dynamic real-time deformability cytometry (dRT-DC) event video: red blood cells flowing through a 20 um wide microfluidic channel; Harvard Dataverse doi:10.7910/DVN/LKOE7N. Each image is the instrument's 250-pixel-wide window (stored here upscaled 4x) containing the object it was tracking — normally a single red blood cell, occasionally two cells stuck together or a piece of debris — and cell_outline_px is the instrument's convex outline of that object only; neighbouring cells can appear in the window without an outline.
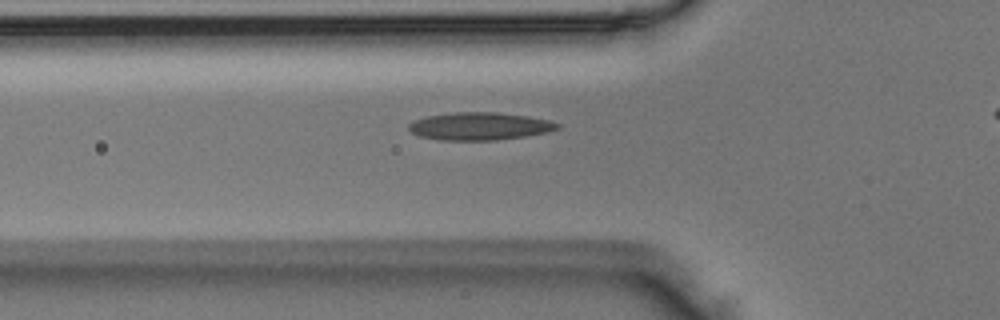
{"species": "Egyptian fruit bat (a non-hibernating species)", "species_latin": "Rousettus aegyptiacus", "temperature_condition": "room temperature", "stored_images_in_passage": 30, "camera_frame_rate_fps": 3000, "um_per_image_px": 0.085, "animal": {"sex": "male"}, "frame": {"image": 1, "passage_image": 2, "time_ms": 0.333, "image_size_px": [1000, 320], "cell_outline_px": [[560, 128], [548, 132], [524, 136], [496, 140], [440, 140], [420, 136], [412, 132], [408, 128], [408, 124], [416, 120], [428, 116], [456, 112], [496, 112], [528, 116], [548, 120], [560, 124]], "centroid_in_image_um": [40.79, 10.73], "position_along_channel_um": 85.0, "area_um2": 23.81}}
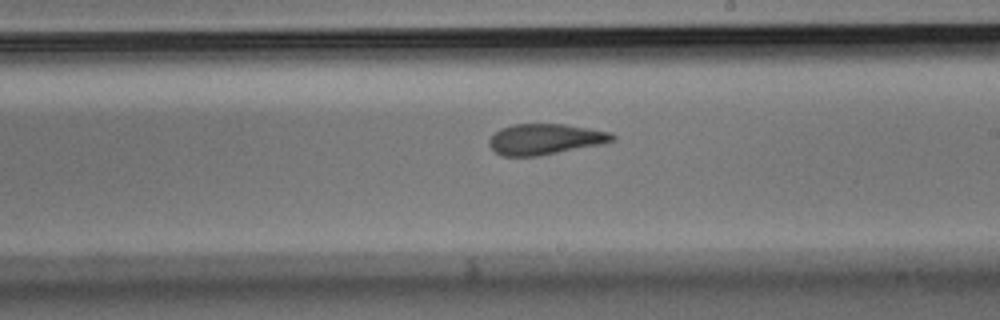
{"frame": {"image": 2, "passage_image": 14, "time_ms": 4.333, "image_size_px": [1000, 320], "cell_outline_px": [[616, 140], [600, 144], [540, 156], [500, 156], [488, 144], [488, 140], [500, 128], [512, 124], [564, 124], [612, 132], [616, 136]], "centroid_in_image_um": [46.34, 11.83], "position_along_channel_um": 242.7, "area_um2": 22.14}}
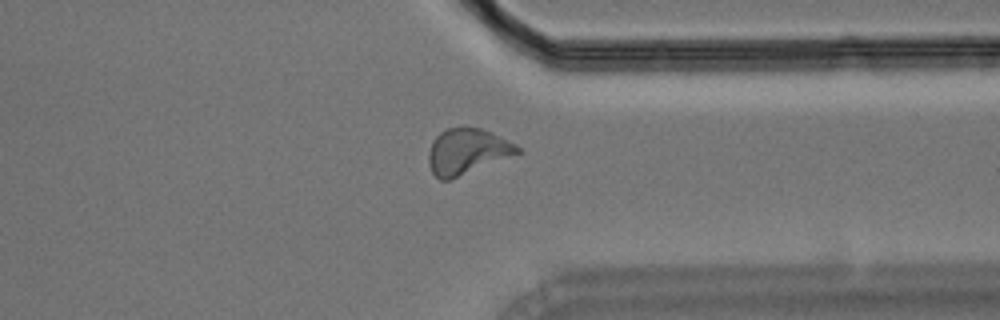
{"frame": {"image": 3, "passage_image": 24, "time_ms": 7.667, "image_size_px": [1000, 320], "cell_outline_px": [[520, 152], [448, 180], [440, 180], [432, 172], [428, 164], [428, 152], [432, 140], [440, 132], [448, 128], [460, 124], [480, 128], [492, 132], [516, 144], [520, 148]], "centroid_in_image_um": [39.65, 12.82], "position_along_channel_um": 371.8, "area_um2": 23.64}}